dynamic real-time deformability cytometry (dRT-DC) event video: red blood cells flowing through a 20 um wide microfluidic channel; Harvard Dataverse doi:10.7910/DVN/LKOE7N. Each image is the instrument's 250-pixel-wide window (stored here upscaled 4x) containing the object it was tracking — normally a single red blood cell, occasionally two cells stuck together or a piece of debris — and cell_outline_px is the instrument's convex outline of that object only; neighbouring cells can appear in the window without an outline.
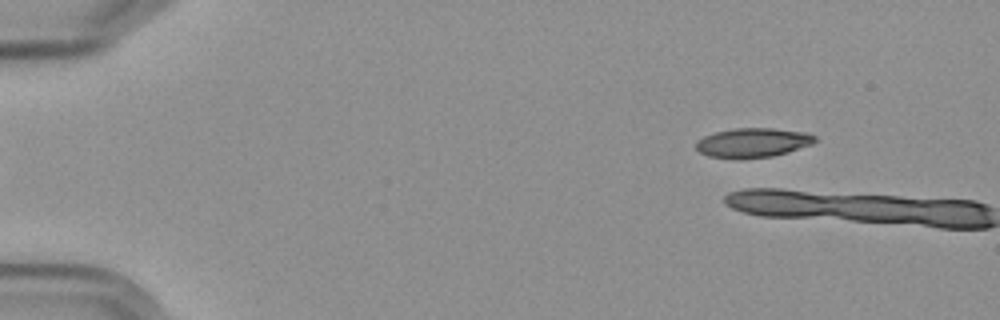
{"species": "Egyptian fruit bat (a non-hibernating species)", "species_latin": "Rousettus aegyptiacus", "temperature_condition": "cold", "stored_images_in_passage": 3, "camera_frame_rate_fps": 3000, "um_per_image_px": 0.085, "frame": {"image": 1, "passage_image": 2, "time_ms": 1.0, "image_size_px": [1000, 320], "cell_outline_px": [[816, 140], [812, 144], [788, 152], [772, 156], [740, 160], [708, 156], [700, 152], [696, 148], [696, 140], [704, 136], [716, 132], [732, 128], [772, 128], [808, 132], [816, 136]], "centroid_in_image_um": [63.98, 12.13], "position_along_channel_um": 21.0, "area_um2": 20.69}}